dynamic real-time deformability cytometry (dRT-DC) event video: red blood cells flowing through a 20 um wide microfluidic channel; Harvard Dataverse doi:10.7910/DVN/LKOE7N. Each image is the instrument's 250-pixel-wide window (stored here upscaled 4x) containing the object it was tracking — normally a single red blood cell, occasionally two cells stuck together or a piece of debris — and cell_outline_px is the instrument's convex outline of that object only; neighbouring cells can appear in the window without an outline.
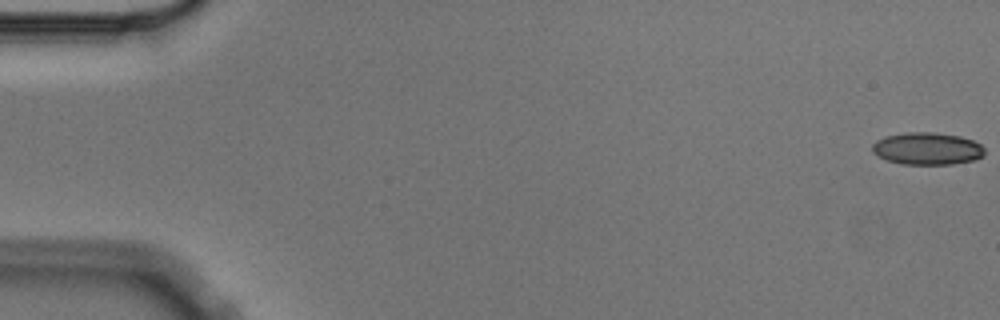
{"species": "Egyptian fruit bat (a non-hibernating species)", "species_latin": "Rousettus aegyptiacus", "temperature_condition": "cold", "stored_images_in_passage": 6, "segment_of_instrument_passage": [1, 2], "camera_frame_rate_fps": 3000, "um_per_image_px": 0.085, "animal": {"sex": "male"}, "frame": {"image": 1, "passage_image": 1, "time_ms": 0.0, "image_size_px": [1000, 320], "cell_outline_px": [[984, 156], [976, 160], [952, 164], [904, 164], [888, 160], [872, 152], [872, 144], [876, 140], [884, 136], [904, 132], [932, 132], [960, 136], [972, 140], [980, 144], [984, 148]], "centroid_in_image_um": [78.82, 12.62], "position_along_channel_um": 6.2, "area_um2": 21.21}}
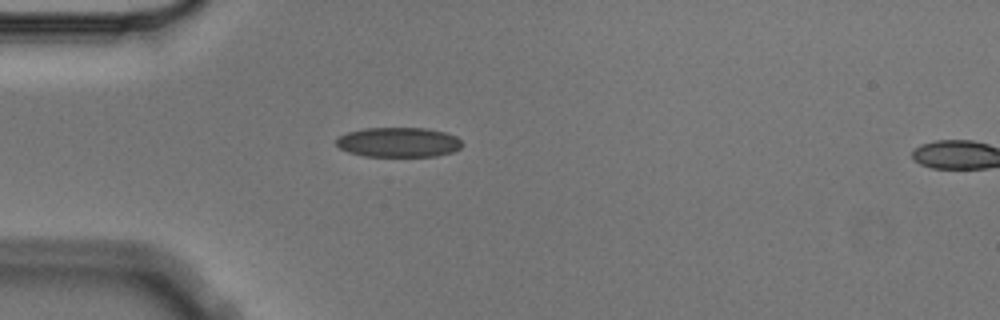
{"frame": {"image": 2, "passage_image": 5, "time_ms": 1.333, "image_size_px": [1000, 320], "cell_outline_px": [[464, 144], [460, 148], [452, 152], [436, 156], [364, 156], [348, 152], [340, 148], [336, 144], [336, 140], [340, 136], [348, 132], [364, 128], [424, 128], [444, 132], [456, 136]], "centroid_in_image_um": [33.88, 12.09], "position_along_channel_um": 51.1, "area_um2": 21.79}}